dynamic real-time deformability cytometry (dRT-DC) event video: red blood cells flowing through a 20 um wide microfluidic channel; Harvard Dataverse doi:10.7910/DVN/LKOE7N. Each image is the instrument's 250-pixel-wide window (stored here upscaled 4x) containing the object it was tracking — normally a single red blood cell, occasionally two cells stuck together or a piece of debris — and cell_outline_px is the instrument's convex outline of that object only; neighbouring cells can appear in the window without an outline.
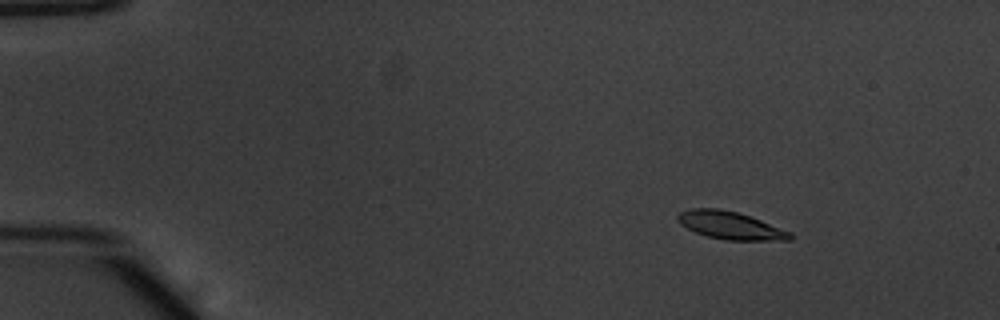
{"species": "common noctule bat (a hibernating species)", "species_latin": "Nyctalus noctula", "temperature_condition": "warm", "stored_images_in_passage": 51, "camera_frame_rate_fps": 3000, "um_per_image_px": 0.085, "animal": {"sex": "male", "body_mass_g": 20.1, "forearm_length_mm": 53.5}, "frame": {"image": 1, "passage_image": 5, "time_ms": 1.333, "image_size_px": [1000, 320], "cell_outline_px": [[792, 240], [724, 240], [708, 236], [696, 232], [680, 224], [676, 220], [676, 216], [680, 212], [692, 208], [720, 208], [736, 212], [760, 220], [792, 232]], "centroid_in_image_um": [62.06, 19.16], "position_along_channel_um": 22.9, "area_um2": 18.03}}
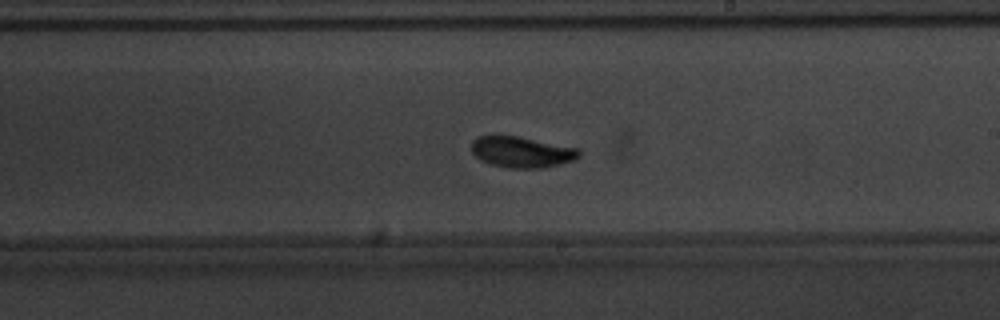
{"frame": {"image": 2, "passage_image": 30, "time_ms": 9.667, "image_size_px": [1000, 320], "cell_outline_px": [[580, 156], [576, 160], [544, 168], [508, 168], [492, 164], [480, 160], [472, 152], [472, 140], [476, 136], [516, 136], [580, 148]], "centroid_in_image_um": [44.38, 12.93], "position_along_channel_um": 244.6, "area_um2": 19.48}}
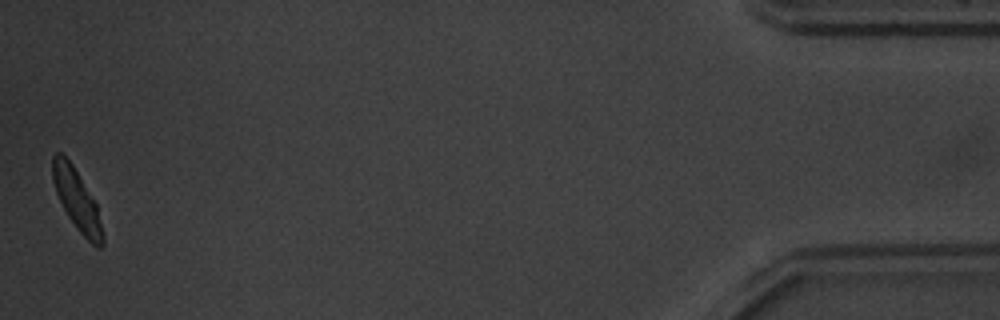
{"frame": {"image": 3, "passage_image": 51, "time_ms": 16.667, "image_size_px": [1000, 320], "cell_outline_px": [[104, 244], [100, 248], [96, 248], [76, 228], [68, 216], [56, 192], [52, 180], [52, 156], [56, 152], [60, 152], [72, 164], [96, 204], [104, 236]], "centroid_in_image_um": [6.53, 17.01], "position_along_channel_um": 428.7, "area_um2": 17.4}, "authors_computed_cell_mechanics": {"area_um2": 18.496, "velocity_mm_per_s": 3.8198, "shape_relaxation_time_tau1_ms": 2.1092, "shape_relaxation_time_tau2_ms": 3.783, "deformation_change_tau1": 0.141, "deformation_change_tau2": 0.0431}}